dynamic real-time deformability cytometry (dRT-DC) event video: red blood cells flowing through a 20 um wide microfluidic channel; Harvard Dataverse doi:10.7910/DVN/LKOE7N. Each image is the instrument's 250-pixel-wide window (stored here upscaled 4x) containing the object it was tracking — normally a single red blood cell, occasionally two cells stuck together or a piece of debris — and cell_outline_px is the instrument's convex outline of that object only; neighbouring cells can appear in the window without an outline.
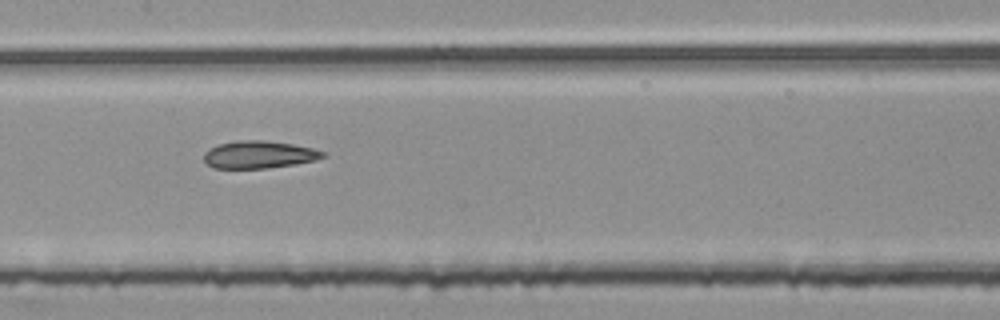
{"species": "common noctule bat (a hibernating species)", "species_latin": "Nyctalus noctula", "temperature_condition": "room temperature", "stored_images_in_passage": 53, "segment_of_instrument_passage": [2, 2], "camera_frame_rate_fps": 3000, "um_per_image_px": 0.085, "animal": {"sex": "female", "body_mass_g": 25.1}, "frame": {"image": 1, "passage_image": 26, "time_ms": 8.333, "image_size_px": [1000, 320], "cell_outline_px": [[328, 156], [316, 160], [296, 164], [268, 168], [212, 168], [204, 164], [204, 152], [208, 148], [216, 144], [236, 140], [264, 140], [292, 144], [312, 148], [328, 152]], "centroid_in_image_um": [22.0, 13.14], "position_along_channel_um": 185.4, "area_um2": 19.48}}
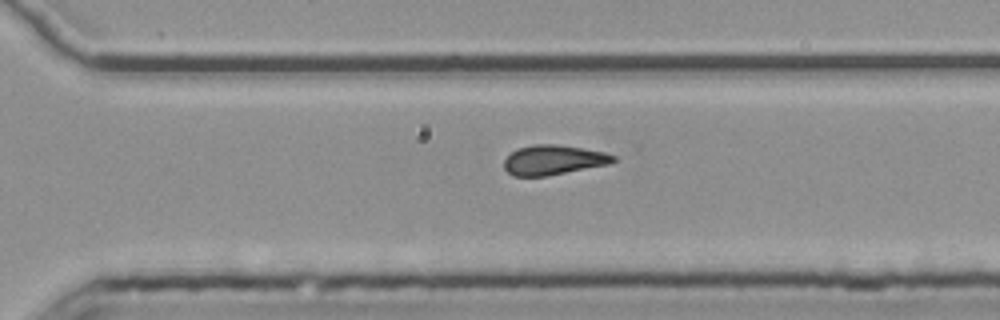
{"frame": {"image": 2, "passage_image": 37, "time_ms": 12.0, "image_size_px": [1000, 320], "cell_outline_px": [[616, 160], [612, 164], [548, 176], [512, 176], [504, 168], [504, 160], [516, 148], [536, 144], [556, 144], [584, 148], [604, 152], [616, 156]], "centroid_in_image_um": [47.07, 13.6], "position_along_channel_um": 323.5, "area_um2": 19.19}}
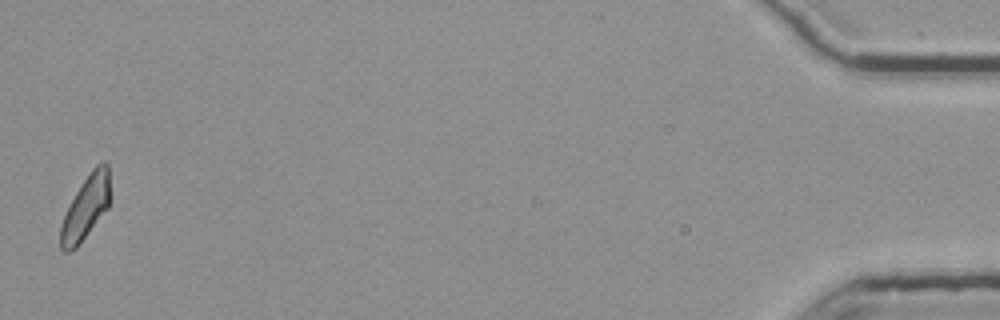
{"frame": {"image": 3, "passage_image": 53, "time_ms": 17.333, "image_size_px": [1000, 320], "cell_outline_px": [[108, 208], [76, 248], [68, 252], [64, 252], [60, 248], [60, 228], [64, 216], [76, 192], [92, 168], [96, 164], [104, 160], [108, 164]], "centroid_in_image_um": [7.27, 17.66], "position_along_channel_um": 427.9, "area_um2": 17.92}}